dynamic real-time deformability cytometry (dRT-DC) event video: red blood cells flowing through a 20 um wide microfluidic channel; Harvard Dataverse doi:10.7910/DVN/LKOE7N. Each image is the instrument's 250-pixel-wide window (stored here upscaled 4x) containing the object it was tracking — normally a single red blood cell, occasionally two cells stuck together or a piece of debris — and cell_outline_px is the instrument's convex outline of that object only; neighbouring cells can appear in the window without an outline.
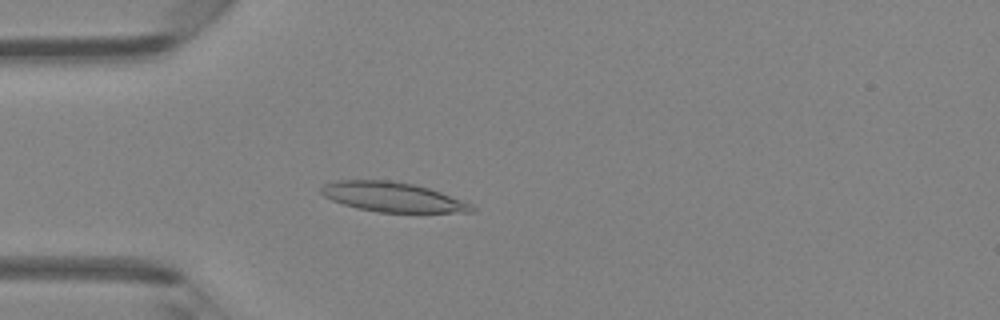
{"species": "Egyptian fruit bat (a non-hibernating species)", "species_latin": "Rousettus aegyptiacus", "temperature_condition": "room temperature", "stored_images_in_passage": 38, "camera_frame_rate_fps": 3000, "um_per_image_px": 0.085, "animal": {"sex": "female"}, "frame": {"image": 1, "passage_image": 4, "time_ms": 1.0, "image_size_px": [1000, 320], "cell_outline_px": [[476, 212], [380, 212], [356, 208], [332, 200], [324, 196], [320, 192], [320, 188], [324, 184], [336, 180], [388, 180], [412, 184], [428, 188], [440, 192], [472, 204], [476, 208]], "centroid_in_image_um": [33.36, 16.75], "position_along_channel_um": 51.6, "area_um2": 25.84}}
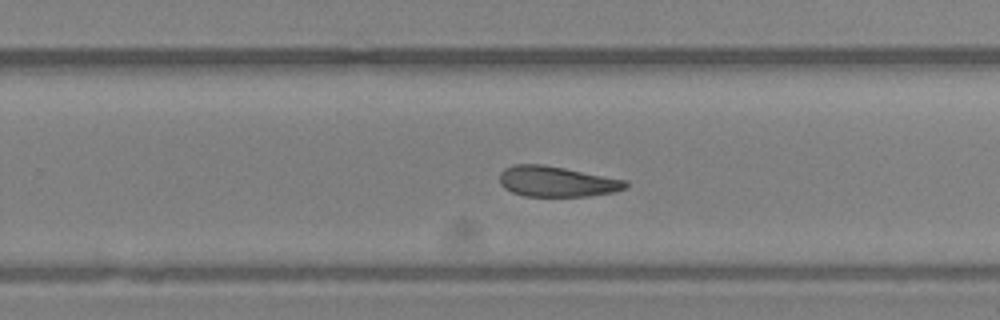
{"frame": {"image": 2, "passage_image": 21, "time_ms": 6.667, "image_size_px": [1000, 320], "cell_outline_px": [[628, 184], [624, 188], [612, 192], [588, 196], [524, 196], [512, 192], [504, 188], [500, 184], [500, 172], [504, 168], [512, 164], [544, 164], [628, 180]], "centroid_in_image_um": [47.29, 15.42], "position_along_channel_um": 282.5, "area_um2": 22.48}}
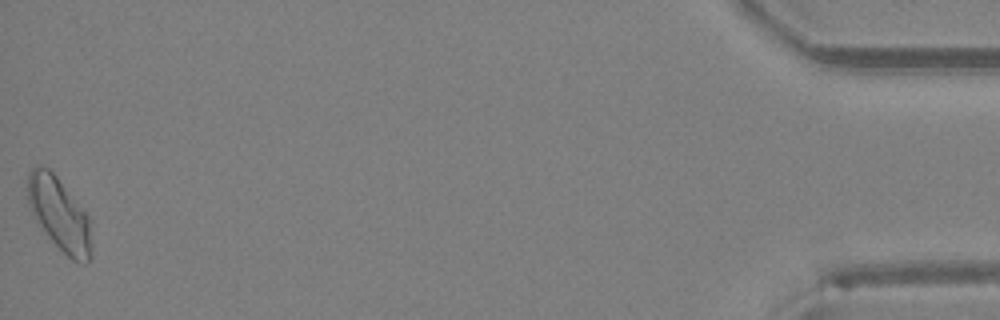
{"frame": {"image": 3, "passage_image": 38, "time_ms": 12.333, "image_size_px": [1000, 320], "cell_outline_px": [[92, 256], [84, 264], [72, 260], [48, 236], [36, 220], [28, 204], [28, 172], [32, 168], [48, 168], [56, 176], [88, 216], [92, 252]], "centroid_in_image_um": [5.05, 18.24], "position_along_channel_um": 430.1, "area_um2": 26.41}, "authors_computed_cell_mechanics": {"area_um2": 23.9292, "velocity_mm_per_s": 4.2751, "shape_relaxation_time_tau1_ms": null, "shape_relaxation_time_tau2_ms": 6.015, "deformation_change_tau1": null, "deformation_change_tau2": 0.1524}}